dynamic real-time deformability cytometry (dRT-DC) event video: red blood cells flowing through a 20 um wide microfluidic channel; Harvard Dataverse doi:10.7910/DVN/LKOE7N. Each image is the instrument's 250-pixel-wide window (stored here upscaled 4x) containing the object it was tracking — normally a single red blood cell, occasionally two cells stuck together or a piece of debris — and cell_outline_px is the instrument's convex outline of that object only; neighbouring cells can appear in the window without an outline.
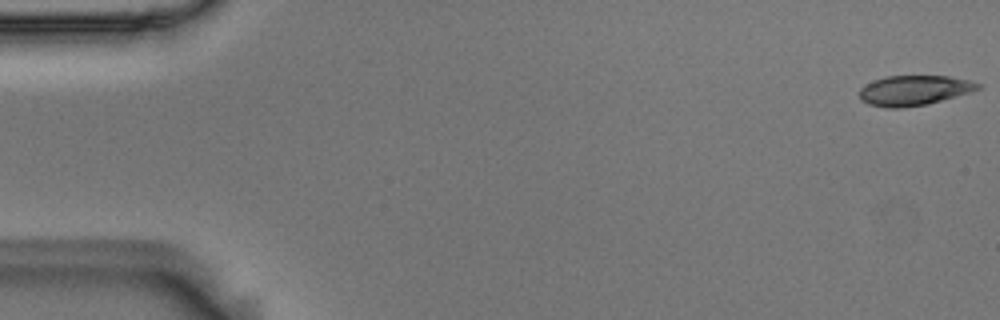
{"species": "Egyptian fruit bat (a non-hibernating species)", "species_latin": "Rousettus aegyptiacus", "temperature_condition": "room temperature", "stored_images_in_passage": 54, "camera_frame_rate_fps": 3000, "um_per_image_px": 0.085, "animal": {"sex": "male"}, "frame": {"image": 1, "passage_image": 1, "time_ms": 0.0, "image_size_px": [1000, 320], "cell_outline_px": [[984, 84], [980, 88], [968, 92], [940, 100], [924, 104], [900, 108], [884, 108], [868, 104], [860, 100], [860, 88], [884, 76], [948, 76], [968, 80]], "centroid_in_image_um": [77.67, 7.68], "position_along_channel_um": 7.3, "area_um2": 20.4}}
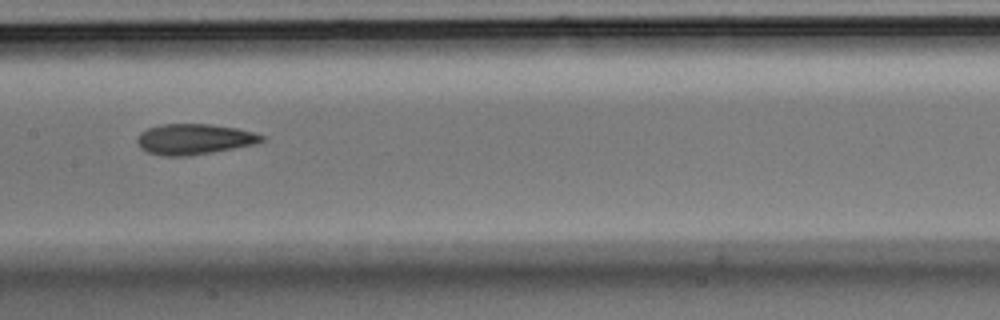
{"frame": {"image": 2, "passage_image": 27, "time_ms": 8.667, "image_size_px": [1000, 320], "cell_outline_px": [[268, 136], [264, 140], [256, 144], [188, 156], [164, 156], [148, 152], [140, 148], [136, 140], [136, 136], [140, 132], [148, 128], [160, 124], [208, 124], [236, 128]], "centroid_in_image_um": [16.49, 11.82], "position_along_channel_um": 190.9, "area_um2": 22.25}}
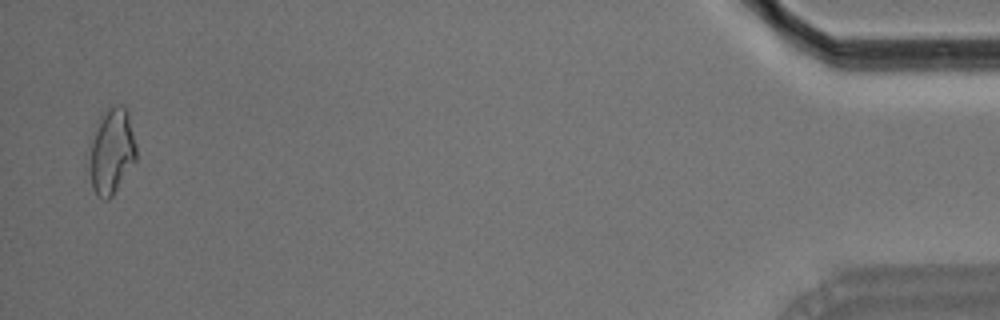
{"frame": {"image": 3, "passage_image": 53, "time_ms": 17.333, "image_size_px": [1000, 320], "cell_outline_px": [[136, 160], [112, 196], [108, 200], [104, 200], [96, 196], [92, 188], [88, 168], [88, 160], [92, 144], [100, 116], [116, 104], [124, 104], [128, 108], [136, 144]], "centroid_in_image_um": [9.5, 12.88], "position_along_channel_um": 425.7, "area_um2": 23.52}, "authors_computed_cell_mechanics": {"area_um2": 22.0796, "velocity_mm_per_s": 3.7118, "shape_relaxation_time_tau1_ms": 4.2473, "shape_relaxation_time_tau2_ms": 2.8579, "deformation_change_tau1": 0.1512, "deformation_change_tau2": 0.1126}}